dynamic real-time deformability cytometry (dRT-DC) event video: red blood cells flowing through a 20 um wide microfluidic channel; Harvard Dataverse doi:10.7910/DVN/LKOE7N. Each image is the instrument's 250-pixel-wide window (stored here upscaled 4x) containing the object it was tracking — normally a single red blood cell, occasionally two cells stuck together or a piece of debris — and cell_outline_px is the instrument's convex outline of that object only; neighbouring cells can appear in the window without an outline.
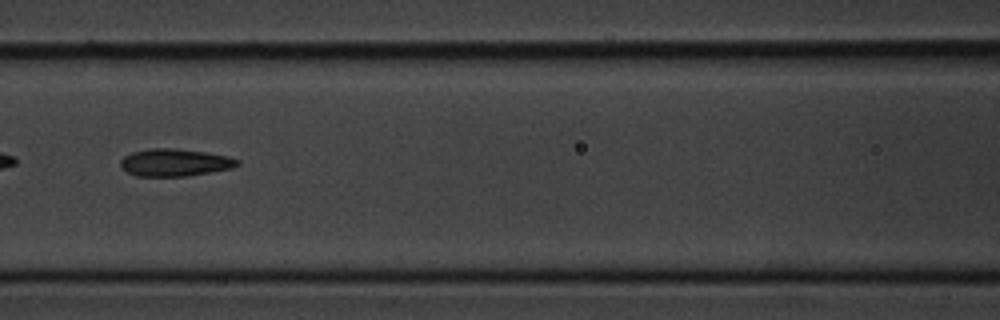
{"species": "common noctule bat (a hibernating species)", "species_latin": "Nyctalus noctula", "temperature_condition": "cold", "stored_images_in_passage": 7, "camera_frame_rate_fps": 3000, "um_per_image_px": 0.085, "animal": {"sex": "male", "body_mass_g": 20.1, "forearm_length_mm": 53.5}, "frame": {"image": 1, "passage_image": 3, "time_ms": 2.333, "image_size_px": [1000, 320], "cell_outline_px": [[240, 164], [232, 168], [188, 176], [136, 176], [128, 172], [120, 164], [120, 160], [124, 156], [132, 152], [152, 148], [176, 148], [204, 152], [228, 156], [240, 160]], "centroid_in_image_um": [14.87, 13.81], "position_along_channel_um": 151.7, "area_um2": 18.61}}
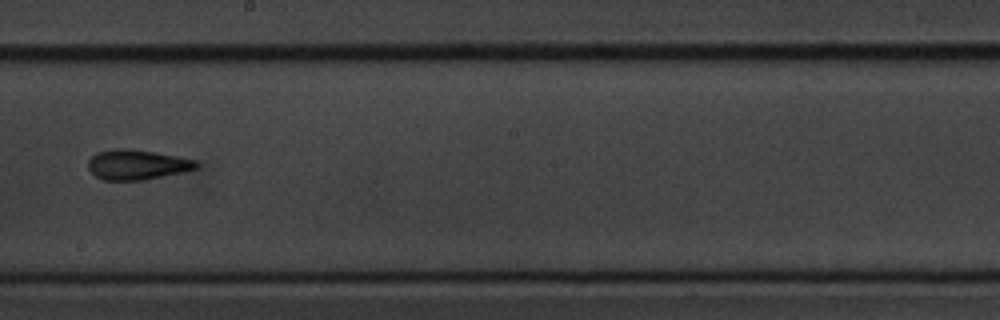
{"frame": {"image": 2, "passage_image": 5, "time_ms": 4.667, "image_size_px": [1000, 320], "cell_outline_px": [[200, 164], [196, 168], [184, 172], [144, 180], [104, 180], [96, 176], [88, 168], [88, 160], [96, 152], [116, 148], [128, 148], [156, 152], [196, 160]], "centroid_in_image_um": [11.65, 13.99], "position_along_channel_um": 236.5, "area_um2": 19.02}}
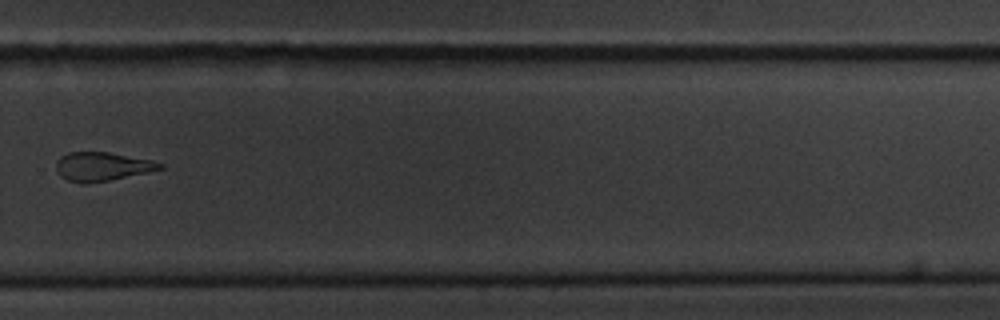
{"frame": {"image": 3, "passage_image": 7, "time_ms": 7.0, "image_size_px": [1000, 320], "cell_outline_px": [[164, 168], [148, 172], [108, 180], [80, 184], [68, 180], [60, 176], [56, 168], [56, 164], [60, 156], [68, 152], [108, 152], [152, 160], [164, 164]], "centroid_in_image_um": [8.67, 14.15], "position_along_channel_um": 321.1, "area_um2": 17.28}}